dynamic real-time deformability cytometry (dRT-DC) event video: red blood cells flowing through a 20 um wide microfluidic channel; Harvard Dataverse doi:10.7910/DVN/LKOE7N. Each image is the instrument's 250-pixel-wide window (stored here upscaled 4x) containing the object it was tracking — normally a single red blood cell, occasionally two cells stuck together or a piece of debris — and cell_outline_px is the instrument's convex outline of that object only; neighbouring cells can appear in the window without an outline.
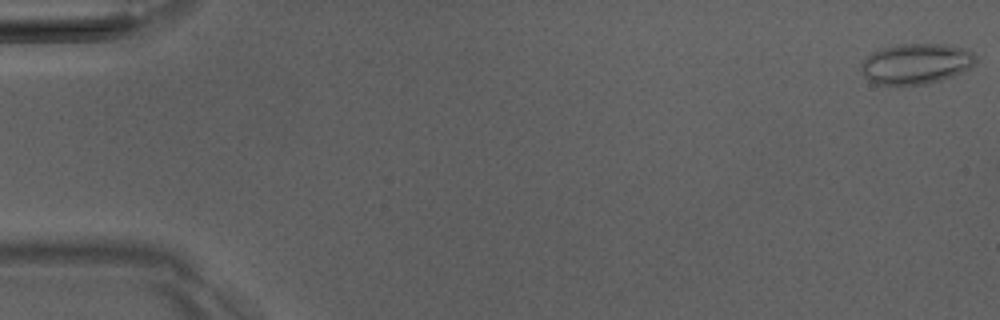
{"species": "Egyptian fruit bat (a non-hibernating species)", "species_latin": "Rousettus aegyptiacus", "temperature_condition": "room temperature", "stored_images_in_passage": 6, "camera_frame_rate_fps": 3000, "um_per_image_px": 0.085, "animal": {"sex": "male"}, "frame": {"image": 1, "passage_image": 1, "time_ms": 0.0, "image_size_px": [1000, 320], "cell_outline_px": [[976, 64], [952, 76], [928, 84], [876, 84], [868, 80], [864, 76], [860, 68], [860, 64], [872, 52], [880, 48], [900, 44], [944, 44], [968, 48], [976, 56]], "centroid_in_image_um": [77.87, 5.4], "position_along_channel_um": 7.1, "area_um2": 27.11}}